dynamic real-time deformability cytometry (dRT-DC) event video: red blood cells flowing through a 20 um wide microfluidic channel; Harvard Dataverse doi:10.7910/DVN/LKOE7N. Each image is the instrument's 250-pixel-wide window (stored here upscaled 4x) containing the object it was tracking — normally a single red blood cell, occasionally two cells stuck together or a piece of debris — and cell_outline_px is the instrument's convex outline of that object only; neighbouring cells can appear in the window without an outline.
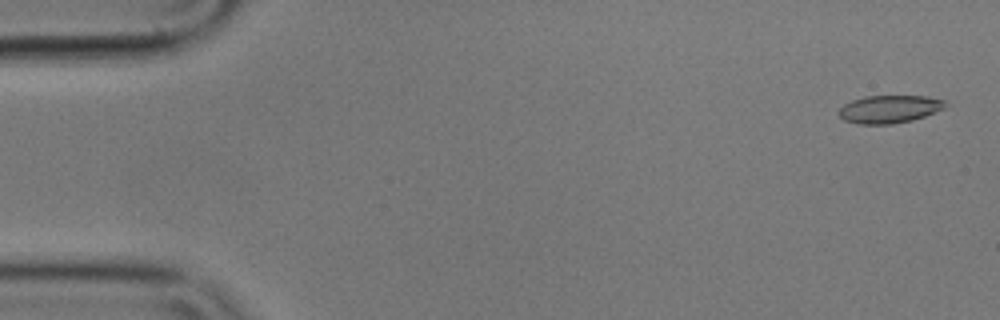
{"species": "common noctule bat (a hibernating species)", "species_latin": "Nyctalus noctula", "temperature_condition": "cold", "stored_images_in_passage": 56, "camera_frame_rate_fps": 3000, "um_per_image_px": 0.085, "animal": {"sex": "male", "body_mass_g": 17.9}, "frame": {"image": 1, "passage_image": 2, "time_ms": 0.333, "image_size_px": [1000, 320], "cell_outline_px": [[944, 108], [924, 116], [912, 120], [892, 124], [856, 124], [844, 120], [840, 116], [840, 108], [844, 104], [852, 100], [864, 96], [928, 96], [944, 100]], "centroid_in_image_um": [75.57, 9.27], "position_along_channel_um": 9.4, "area_um2": 17.11}}
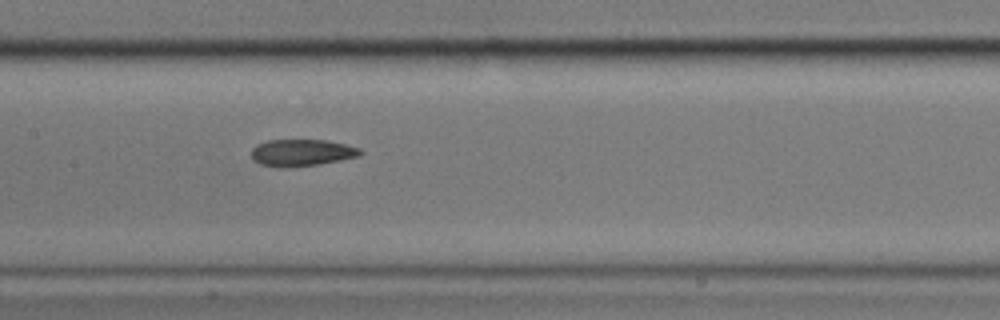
{"frame": {"image": 2, "passage_image": 27, "time_ms": 8.667, "image_size_px": [1000, 320], "cell_outline_px": [[364, 152], [360, 156], [320, 164], [288, 168], [276, 168], [260, 164], [252, 160], [252, 148], [256, 144], [268, 140], [328, 140], [360, 148]], "centroid_in_image_um": [25.63, 12.99], "position_along_channel_um": 181.8, "area_um2": 17.34}}
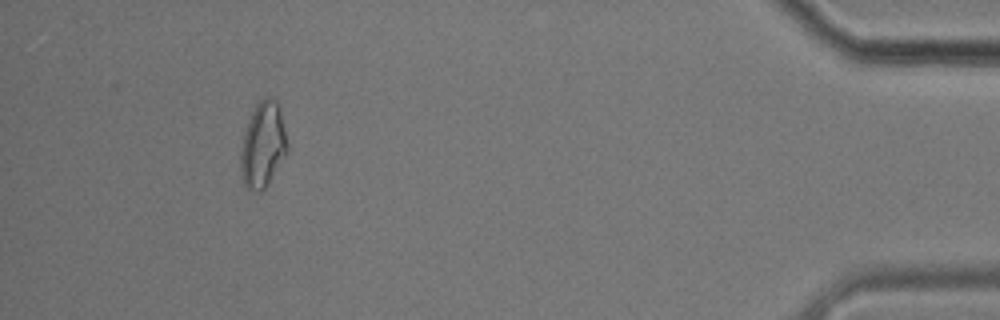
{"frame": {"image": 3, "passage_image": 52, "time_ms": 17.0, "image_size_px": [1000, 320], "cell_outline_px": [[288, 152], [268, 184], [260, 192], [256, 192], [248, 188], [244, 184], [240, 172], [240, 148], [244, 132], [248, 120], [256, 104], [264, 96], [268, 96], [276, 100], [280, 108], [288, 144]], "centroid_in_image_um": [22.34, 12.31], "position_along_channel_um": 412.9, "area_um2": 23.52}, "authors_computed_cell_mechanics": {"area_um2": 17.6001, "velocity_mm_per_s": 3.5325, "shape_relaxation_time_tau1_ms": null, "shape_relaxation_time_tau2_ms": 4.1273, "deformation_change_tau1": null, "deformation_change_tau2": 0.1119}}